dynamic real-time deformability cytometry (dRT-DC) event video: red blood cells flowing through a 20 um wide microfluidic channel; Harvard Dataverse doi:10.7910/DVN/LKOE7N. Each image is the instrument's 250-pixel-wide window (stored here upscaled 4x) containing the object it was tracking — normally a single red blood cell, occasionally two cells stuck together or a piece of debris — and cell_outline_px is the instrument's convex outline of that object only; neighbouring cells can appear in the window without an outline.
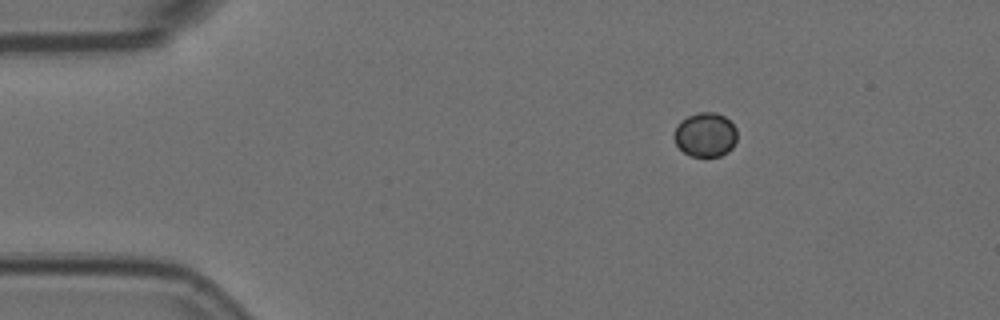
{"species": "Egyptian fruit bat (a non-hibernating species)", "species_latin": "Rousettus aegyptiacus", "temperature_condition": "room temperature", "stored_images_in_passage": 3, "camera_frame_rate_fps": 3000, "um_per_image_px": 0.085, "animal": {"sex": "female"}, "frame": {"image": 1, "passage_image": 1, "time_ms": 0.0, "image_size_px": [1000, 320], "cell_outline_px": [[736, 140], [732, 148], [728, 152], [720, 156], [692, 156], [684, 152], [676, 144], [676, 128], [680, 120], [696, 112], [716, 112], [724, 116], [736, 128]], "centroid_in_image_um": [59.98, 11.44], "position_along_channel_um": 25.0, "area_um2": 16.07}}